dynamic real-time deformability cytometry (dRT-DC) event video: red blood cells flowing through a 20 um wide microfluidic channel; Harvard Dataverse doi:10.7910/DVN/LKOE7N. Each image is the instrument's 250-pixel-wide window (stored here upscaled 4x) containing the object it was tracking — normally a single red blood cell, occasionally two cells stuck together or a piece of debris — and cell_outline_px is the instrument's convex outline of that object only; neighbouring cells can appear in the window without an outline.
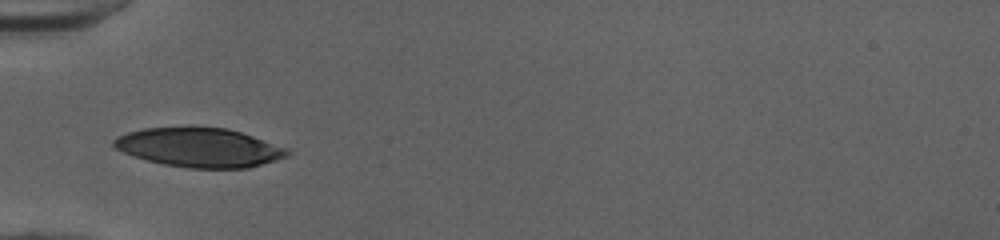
{"species": "human", "species_latin": "Homo sapiens", "temperature_condition": "cold", "stored_images_in_passage": 29, "camera_frame_rate_fps": 3000, "um_per_image_px": 0.085, "donor": {"sex": "female"}, "frame": {"image": 1, "passage_image": 1, "time_ms": 0.0, "image_size_px": [1000, 240], "cell_outline_px": [[292, 152], [288, 156], [276, 160], [248, 168], [188, 168], [164, 164], [148, 160], [124, 152], [116, 148], [112, 144], [112, 140], [116, 136], [128, 132], [144, 128], [228, 128], [288, 148]], "centroid_in_image_um": [16.97, 12.55], "position_along_channel_um": 68.0, "area_um2": 39.13}}
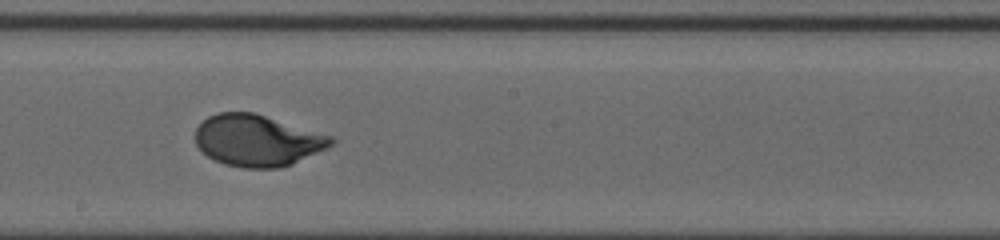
{"frame": {"image": 2, "passage_image": 13, "time_ms": 4.0, "image_size_px": [1000, 240], "cell_outline_px": [[336, 140], [328, 148], [292, 164], [280, 168], [244, 168], [224, 164], [200, 152], [196, 144], [196, 128], [208, 116], [216, 112], [252, 112], [332, 136]], "centroid_in_image_um": [21.86, 11.95], "position_along_channel_um": 226.3, "area_um2": 40.69}}
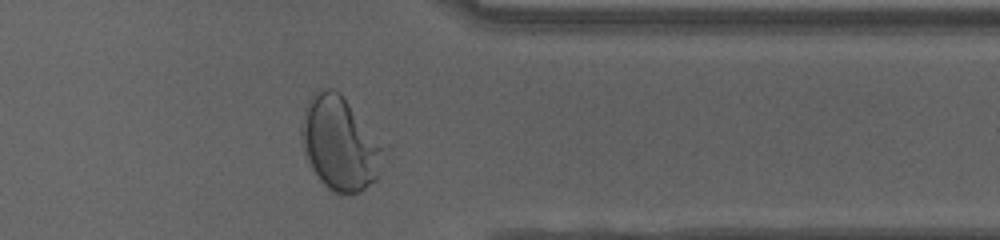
{"frame": {"image": 3, "passage_image": 25, "time_ms": 8.0, "image_size_px": [1000, 240], "cell_outline_px": [[380, 148], [376, 180], [360, 192], [344, 196], [340, 196], [332, 192], [320, 180], [312, 168], [304, 152], [300, 140], [300, 124], [304, 108], [312, 92], [316, 88], [332, 88], [340, 92]], "centroid_in_image_um": [28.72, 12.2], "position_along_channel_um": 382.7, "area_um2": 43.41}, "authors_computed_cell_mechanics": {"area_um2": 40.9224, "velocity_mm_per_s": 4.0042, "shape_relaxation_time_tau1_ms": 3.2096, "shape_relaxation_time_tau2_ms": null, "deformation_change_tau1": 0.1929, "deformation_change_tau2": null}}